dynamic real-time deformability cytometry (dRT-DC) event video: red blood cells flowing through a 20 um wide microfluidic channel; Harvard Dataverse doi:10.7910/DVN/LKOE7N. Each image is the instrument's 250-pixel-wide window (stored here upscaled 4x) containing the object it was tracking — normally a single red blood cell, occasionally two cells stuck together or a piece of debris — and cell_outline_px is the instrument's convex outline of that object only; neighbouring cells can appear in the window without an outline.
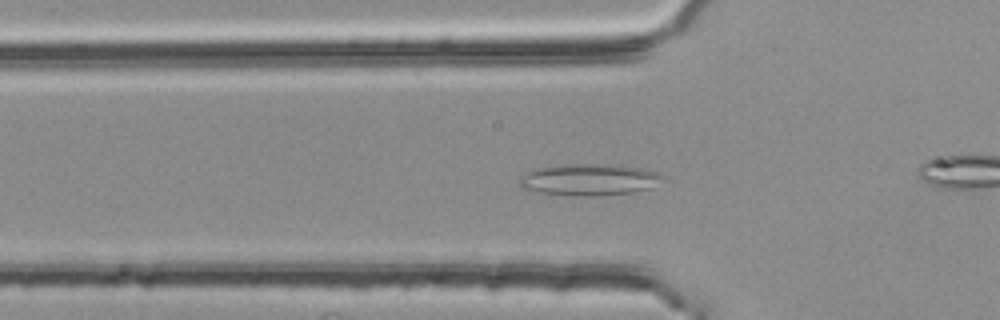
{"species": "common noctule bat (a hibernating species)", "species_latin": "Nyctalus noctula", "temperature_condition": "room temperature", "stored_images_in_passage": 50, "camera_frame_rate_fps": 3000, "um_per_image_px": 0.085, "animal": {"sex": "female", "body_mass_g": 25.1}, "frame": {"image": 1, "passage_image": 15, "time_ms": 4.667, "image_size_px": [1000, 320], "cell_outline_px": [[668, 176], [652, 188], [636, 192], [596, 196], [572, 196], [536, 192], [520, 188], [520, 176], [528, 172], [540, 168], [564, 164], [616, 164], [644, 168]], "centroid_in_image_um": [50.15, 15.28], "position_along_channel_um": 75.6, "area_um2": 26.88}}
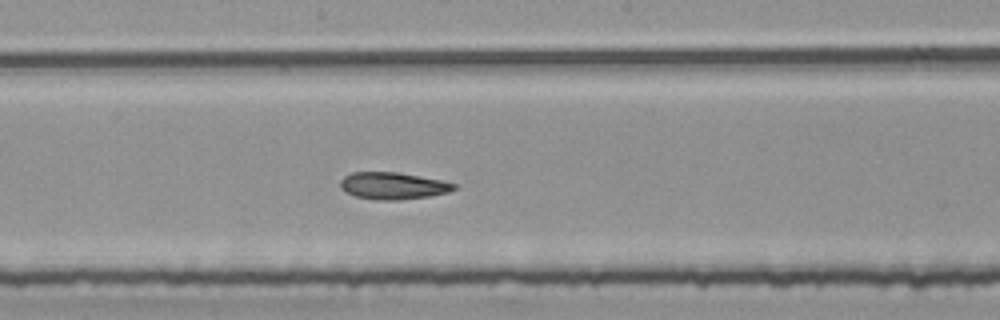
{"frame": {"image": 2, "passage_image": 26, "time_ms": 8.333, "image_size_px": [1000, 320], "cell_outline_px": [[456, 188], [448, 192], [428, 196], [400, 200], [376, 200], [356, 196], [340, 188], [340, 180], [344, 176], [352, 172], [396, 172], [440, 180], [456, 184]], "centroid_in_image_um": [33.37, 15.79], "position_along_channel_um": 214.8, "area_um2": 17.69}}
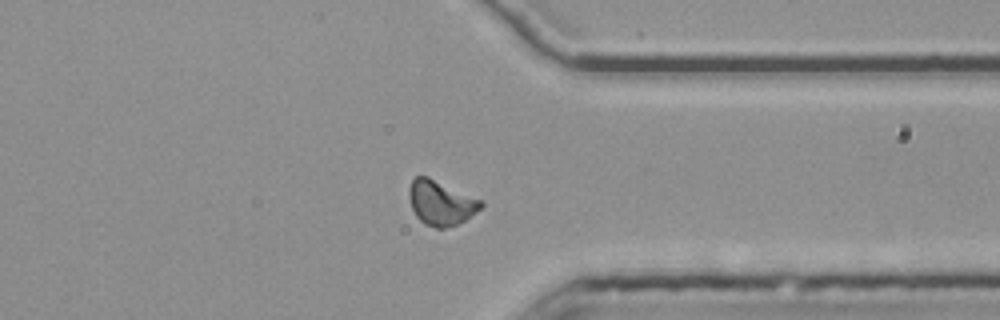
{"frame": {"image": 3, "passage_image": 39, "time_ms": 12.667, "image_size_px": [1000, 320], "cell_outline_px": [[484, 204], [476, 212], [464, 220], [456, 224], [444, 228], [436, 228], [424, 224], [416, 216], [412, 208], [408, 196], [408, 188], [412, 180], [416, 176], [428, 176], [484, 200]], "centroid_in_image_um": [37.47, 17.22], "position_along_channel_um": 373.9, "area_um2": 18.84}, "authors_computed_cell_mechanics": {"area_um2": 18.496, "velocity_mm_per_s": 3.7732, "shape_relaxation_time_tau1_ms": null, "shape_relaxation_time_tau2_ms": 3.3802, "deformation_change_tau1": null, "deformation_change_tau2": 0.1056}}